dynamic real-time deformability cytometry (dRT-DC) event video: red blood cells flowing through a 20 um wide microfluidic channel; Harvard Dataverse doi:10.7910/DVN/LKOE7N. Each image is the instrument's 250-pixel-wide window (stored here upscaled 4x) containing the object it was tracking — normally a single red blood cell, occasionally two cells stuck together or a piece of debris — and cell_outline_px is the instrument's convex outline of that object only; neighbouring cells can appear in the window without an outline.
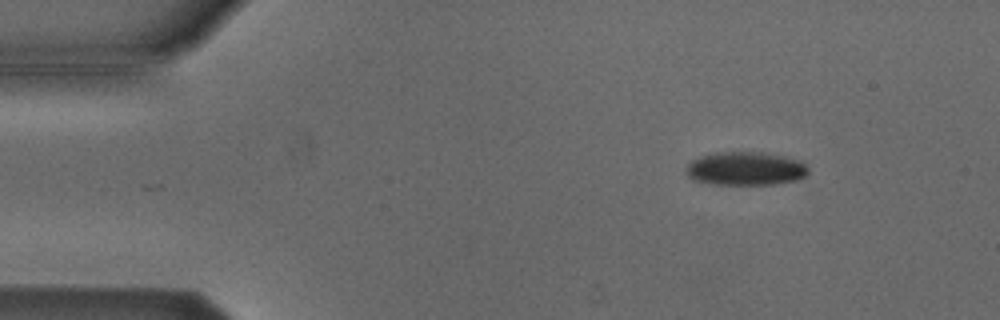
{"species": "Egyptian fruit bat (a non-hibernating species)", "species_latin": "Rousettus aegyptiacus", "temperature_condition": "cold", "stored_images_in_passage": 49, "camera_frame_rate_fps": 3000, "um_per_image_px": 0.085, "animal": {"sex": "male"}, "frame": {"image": 1, "passage_image": 3, "time_ms": 0.667, "image_size_px": [1000, 320], "cell_outline_px": [[808, 172], [804, 176], [796, 180], [776, 184], [712, 184], [692, 180], [684, 172], [688, 164], [692, 160], [700, 156], [716, 152], [768, 152], [800, 160], [808, 168]], "centroid_in_image_um": [63.35, 14.32], "position_along_channel_um": 21.7, "area_um2": 24.04}}
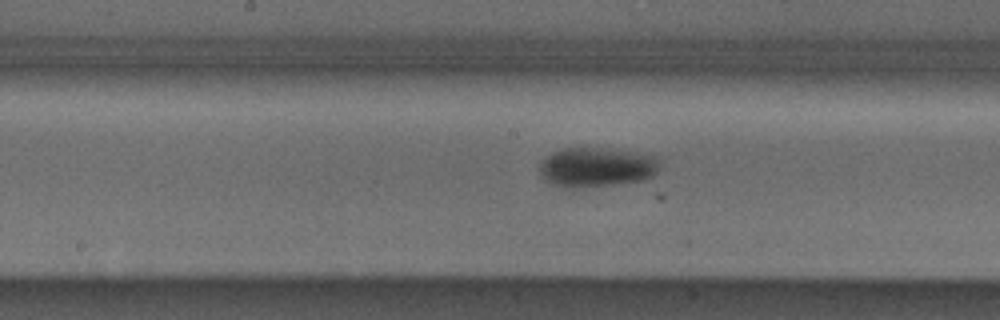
{"frame": {"image": 2, "passage_image": 23, "time_ms": 7.333, "image_size_px": [1000, 320], "cell_outline_px": [[660, 168], [652, 176], [644, 180], [612, 184], [572, 188], [568, 188], [552, 184], [544, 180], [540, 172], [540, 164], [552, 152], [564, 148], [592, 148], [628, 152], [660, 156]], "centroid_in_image_um": [50.72, 14.22], "position_along_channel_um": 197.5, "area_um2": 27.34}}
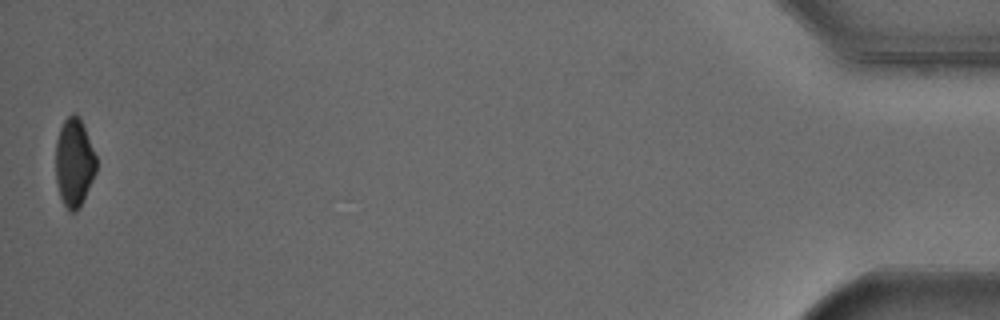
{"frame": {"image": 3, "passage_image": 49, "time_ms": 16.0, "image_size_px": [1000, 320], "cell_outline_px": [[96, 172], [80, 208], [76, 212], [72, 212], [64, 204], [60, 196], [56, 180], [56, 140], [60, 128], [64, 120], [72, 112], [76, 112], [84, 128], [96, 156]], "centroid_in_image_um": [6.3, 13.82], "position_along_channel_um": 428.9, "area_um2": 20.75}, "authors_computed_cell_mechanics": {"area_um2": 25.8366, "velocity_mm_per_s": 3.8162, "shape_relaxation_time_tau1_ms": 4.6333, "shape_relaxation_time_tau2_ms": null, "deformation_change_tau1": 0.0642, "deformation_change_tau2": null}}